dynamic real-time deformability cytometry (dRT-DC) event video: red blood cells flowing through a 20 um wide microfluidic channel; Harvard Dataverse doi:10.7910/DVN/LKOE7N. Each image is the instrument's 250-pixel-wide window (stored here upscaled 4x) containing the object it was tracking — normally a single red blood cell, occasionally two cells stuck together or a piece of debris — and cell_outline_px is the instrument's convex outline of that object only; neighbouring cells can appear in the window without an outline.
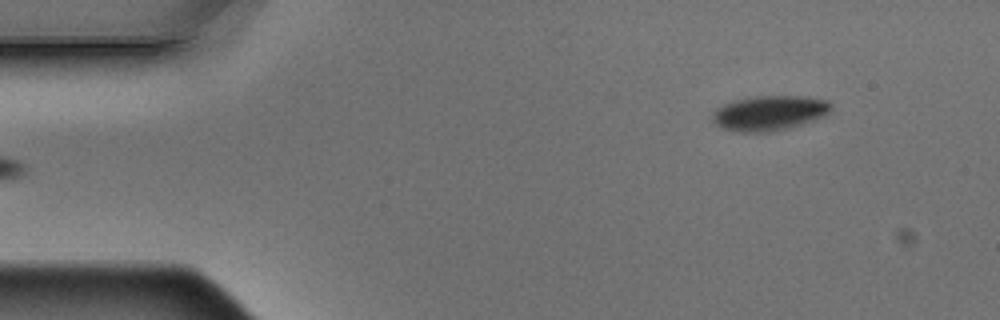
{"species": "Egyptian fruit bat (a non-hibernating species)", "species_latin": "Rousettus aegyptiacus", "temperature_condition": "warm", "stored_images_in_passage": 4, "segment_of_instrument_passage": [2, 2], "camera_frame_rate_fps": 3000, "um_per_image_px": 0.085, "animal": {"sex": "male"}, "frame": {"image": 1, "passage_image": 4, "time_ms": 1.0, "image_size_px": [1000, 320], "cell_outline_px": [[832, 108], [824, 116], [788, 128], [764, 132], [740, 132], [724, 128], [716, 124], [712, 120], [712, 116], [716, 108], [732, 100], [756, 96], [800, 96], [828, 100], [832, 104]], "centroid_in_image_um": [65.39, 9.59], "position_along_channel_um": 19.6, "area_um2": 23.93}}